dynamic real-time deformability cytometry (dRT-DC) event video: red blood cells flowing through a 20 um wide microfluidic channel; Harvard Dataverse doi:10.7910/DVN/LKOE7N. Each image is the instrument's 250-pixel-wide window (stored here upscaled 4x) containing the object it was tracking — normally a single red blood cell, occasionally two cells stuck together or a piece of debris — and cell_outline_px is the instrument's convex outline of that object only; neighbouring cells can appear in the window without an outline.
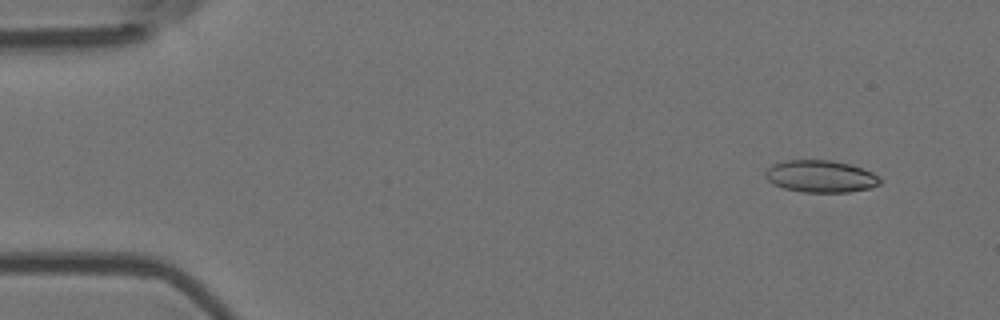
{"species": "Egyptian fruit bat (a non-hibernating species)", "species_latin": "Rousettus aegyptiacus", "temperature_condition": "room temperature", "stored_images_in_passage": 4, "camera_frame_rate_fps": 3000, "um_per_image_px": 0.085, "animal": {"sex": "female"}, "frame": {"image": 1, "passage_image": 1, "time_ms": 0.0, "image_size_px": [1000, 320], "cell_outline_px": [[880, 184], [872, 188], [848, 192], [800, 192], [784, 188], [768, 180], [764, 176], [764, 172], [772, 164], [784, 160], [832, 160], [852, 164], [872, 172], [880, 176]], "centroid_in_image_um": [69.77, 14.98], "position_along_channel_um": 15.2, "area_um2": 21.68}}